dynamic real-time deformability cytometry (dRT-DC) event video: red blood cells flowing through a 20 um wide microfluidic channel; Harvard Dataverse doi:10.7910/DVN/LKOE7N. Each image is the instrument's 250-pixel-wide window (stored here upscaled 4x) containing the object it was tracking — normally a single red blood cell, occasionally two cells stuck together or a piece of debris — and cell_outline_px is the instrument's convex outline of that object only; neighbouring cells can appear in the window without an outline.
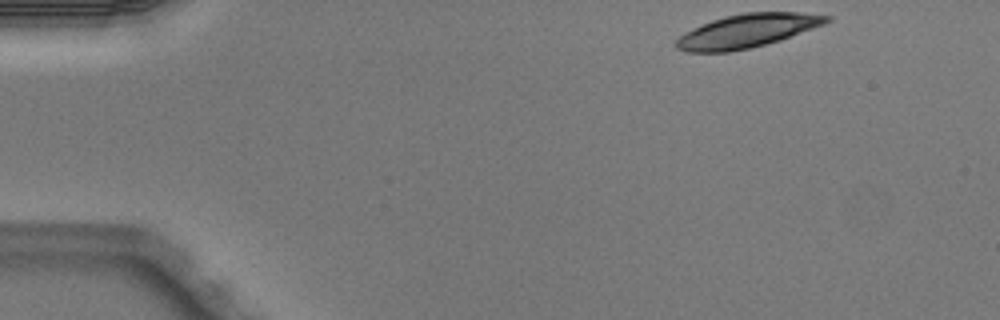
{"species": "Egyptian fruit bat (a non-hibernating species)", "species_latin": "Rousettus aegyptiacus", "temperature_condition": "warm", "stored_images_in_passage": 4, "camera_frame_rate_fps": 3000, "um_per_image_px": 0.085, "animal": {"sex": "male"}, "frame": {"image": 1, "passage_image": 1, "time_ms": 0.0, "image_size_px": [1000, 320], "cell_outline_px": [[832, 20], [824, 24], [780, 40], [748, 48], [728, 52], [688, 52], [676, 48], [676, 40], [680, 36], [712, 20], [724, 16], [744, 12], [796, 12], [832, 16]], "centroid_in_image_um": [63.54, 2.62], "position_along_channel_um": 21.5, "area_um2": 28.9}}